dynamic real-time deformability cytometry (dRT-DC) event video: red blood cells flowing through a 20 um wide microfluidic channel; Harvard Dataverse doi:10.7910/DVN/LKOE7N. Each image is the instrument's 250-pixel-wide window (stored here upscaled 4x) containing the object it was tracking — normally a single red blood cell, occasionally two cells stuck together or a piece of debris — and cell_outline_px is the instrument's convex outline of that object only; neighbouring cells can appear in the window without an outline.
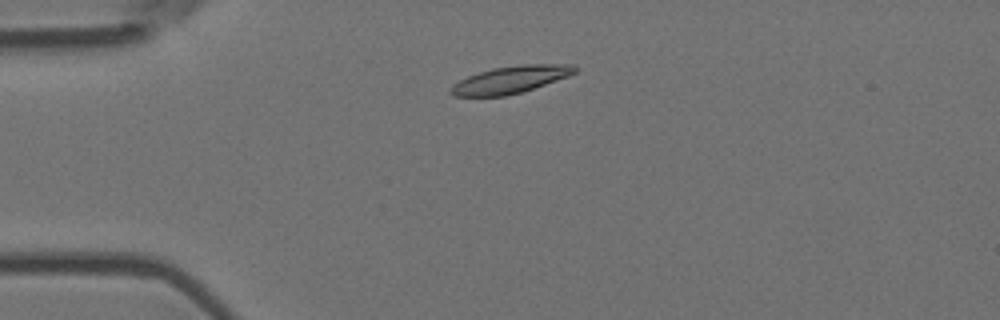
{"species": "Egyptian fruit bat (a non-hibernating species)", "species_latin": "Rousettus aegyptiacus", "temperature_condition": "room temperature", "stored_images_in_passage": 3, "camera_frame_rate_fps": 3000, "um_per_image_px": 0.085, "animal": {"sex": "female"}, "frame": {"image": 1, "passage_image": 2, "time_ms": 0.333, "image_size_px": [1000, 320], "cell_outline_px": [[576, 72], [568, 76], [520, 92], [504, 96], [452, 96], [448, 92], [452, 84], [468, 76], [492, 68], [520, 64], [576, 64]], "centroid_in_image_um": [43.36, 6.76], "position_along_channel_um": 41.6, "area_um2": 19.54}}